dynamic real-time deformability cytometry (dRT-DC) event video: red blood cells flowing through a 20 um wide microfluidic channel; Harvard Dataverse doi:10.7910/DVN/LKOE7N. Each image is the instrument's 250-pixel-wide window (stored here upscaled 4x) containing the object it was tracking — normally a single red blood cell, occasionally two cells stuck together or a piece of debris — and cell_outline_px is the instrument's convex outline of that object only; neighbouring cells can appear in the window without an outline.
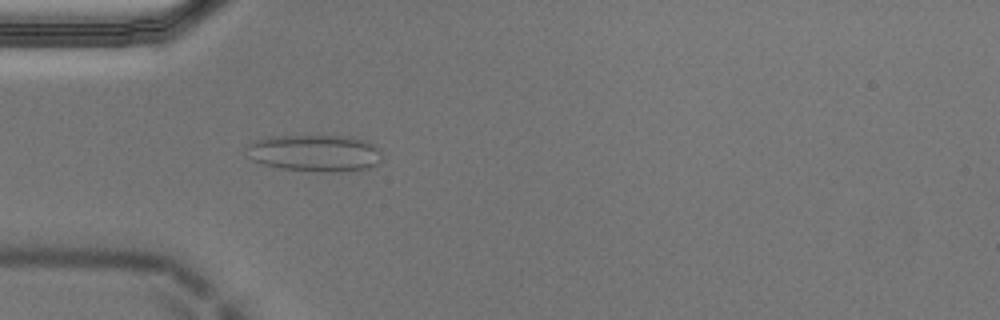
{"species": "Egyptian fruit bat (a non-hibernating species)", "species_latin": "Rousettus aegyptiacus", "temperature_condition": "cold", "stored_images_in_passage": 54, "camera_frame_rate_fps": 3000, "um_per_image_px": 0.085, "animal": {"sex": "male"}, "frame": {"image": 1, "passage_image": 16, "time_ms": 5.0, "image_size_px": [1000, 320], "cell_outline_px": [[380, 160], [372, 168], [340, 172], [320, 172], [280, 168], [264, 164], [252, 160], [244, 152], [244, 148], [252, 140], [268, 136], [352, 136], [368, 140], [376, 144], [380, 152]], "centroid_in_image_um": [26.75, 13.0], "position_along_channel_um": 58.3, "area_um2": 29.77}}
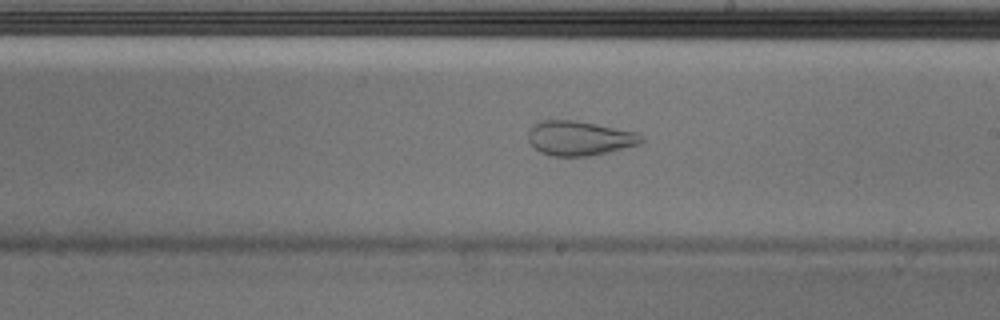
{"frame": {"image": 2, "passage_image": 31, "time_ms": 10.0, "image_size_px": [1000, 320], "cell_outline_px": [[644, 140], [640, 144], [608, 152], [588, 156], [552, 156], [540, 152], [528, 140], [528, 132], [532, 124], [544, 120], [576, 120], [636, 132], [644, 136]], "centroid_in_image_um": [49.25, 11.74], "position_along_channel_um": 239.7, "area_um2": 22.77}}